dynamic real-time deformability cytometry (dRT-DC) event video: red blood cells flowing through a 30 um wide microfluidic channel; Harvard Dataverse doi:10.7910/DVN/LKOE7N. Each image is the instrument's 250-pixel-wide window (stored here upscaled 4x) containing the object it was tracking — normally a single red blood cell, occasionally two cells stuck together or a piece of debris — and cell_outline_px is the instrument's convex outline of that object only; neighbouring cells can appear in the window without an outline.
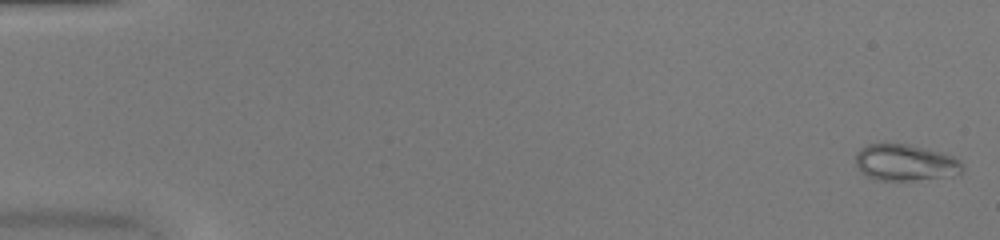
{"species": "common noctule bat (a hibernating species)", "species_latin": "Nyctalus noctula", "temperature_condition": "warm", "stored_images_in_passage": 51, "camera_frame_rate_fps": 3000, "um_per_image_px": 0.085, "animal": {"sex": "female", "body_mass_g": 20.0, "forearm_length_mm": 54.0}, "frame": {"image": 1, "passage_image": 1, "time_ms": 0.0, "image_size_px": [1000, 240], "cell_outline_px": [[964, 168], [960, 172], [940, 176], [912, 180], [876, 180], [860, 172], [856, 164], [856, 152], [860, 148], [868, 144], [908, 144], [940, 152], [952, 156], [960, 160], [964, 164]], "centroid_in_image_um": [76.89, 13.8], "position_along_channel_um": 8.1, "area_um2": 22.31}}
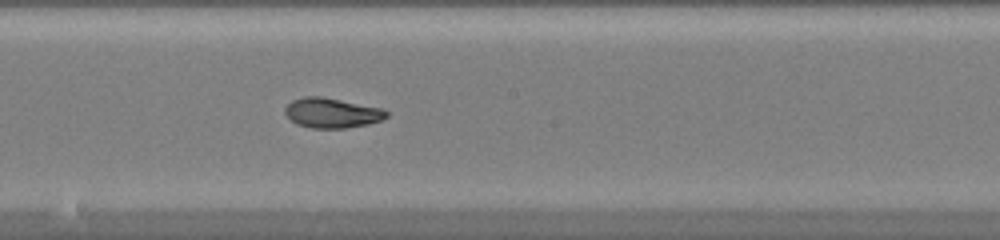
{"frame": {"image": 2, "passage_image": 29, "time_ms": 9.333, "image_size_px": [1000, 240], "cell_outline_px": [[388, 116], [380, 120], [368, 124], [344, 128], [312, 128], [296, 124], [284, 112], [284, 108], [292, 100], [304, 96], [320, 96], [380, 108], [388, 112]], "centroid_in_image_um": [28.17, 9.6], "position_along_channel_um": 220.0, "area_um2": 17.46}}
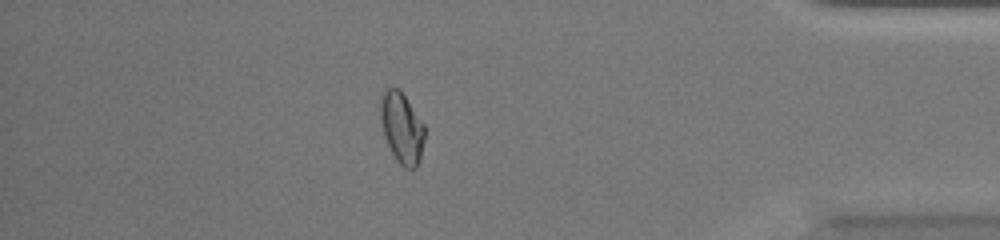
{"frame": {"image": 3, "passage_image": 45, "time_ms": 14.667, "image_size_px": [1000, 240], "cell_outline_px": [[424, 140], [420, 160], [416, 168], [404, 168], [396, 160], [384, 136], [380, 120], [380, 96], [384, 88], [400, 88], [424, 124]], "centroid_in_image_um": [34.14, 10.84], "position_along_channel_um": 401.1, "area_um2": 18.44}, "authors_computed_cell_mechanics": {"area_um2": 18.4382, "velocity_mm_per_s": 4.0586, "shape_relaxation_time_tau1_ms": 5.6632, "shape_relaxation_time_tau2_ms": 1.9511, "deformation_change_tau1": 0.2272, "deformation_change_tau2": 0.0496}}